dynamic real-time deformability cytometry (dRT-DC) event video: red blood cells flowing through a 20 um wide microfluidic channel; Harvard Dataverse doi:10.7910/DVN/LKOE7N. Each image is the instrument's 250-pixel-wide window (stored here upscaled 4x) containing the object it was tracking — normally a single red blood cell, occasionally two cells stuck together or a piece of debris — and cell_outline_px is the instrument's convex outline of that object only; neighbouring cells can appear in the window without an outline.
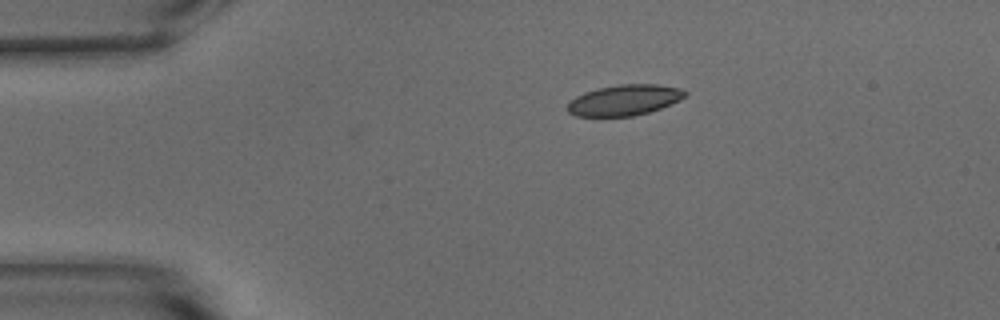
{"species": "common noctule bat (a hibernating species)", "species_latin": "Nyctalus noctula", "temperature_condition": "warm", "stored_images_in_passage": 3, "camera_frame_rate_fps": 3000, "um_per_image_px": 0.085, "animal": {"sex": "male", "body_mass_g": 15.6}, "frame": {"image": 1, "passage_image": 3, "time_ms": 0.667, "image_size_px": [1000, 320], "cell_outline_px": [[688, 96], [672, 104], [648, 112], [632, 116], [576, 116], [568, 112], [564, 108], [568, 100], [584, 92], [596, 88], [620, 84], [656, 84], [680, 88], [688, 92]], "centroid_in_image_um": [53.04, 8.5], "position_along_channel_um": 32.0, "area_um2": 21.39}}